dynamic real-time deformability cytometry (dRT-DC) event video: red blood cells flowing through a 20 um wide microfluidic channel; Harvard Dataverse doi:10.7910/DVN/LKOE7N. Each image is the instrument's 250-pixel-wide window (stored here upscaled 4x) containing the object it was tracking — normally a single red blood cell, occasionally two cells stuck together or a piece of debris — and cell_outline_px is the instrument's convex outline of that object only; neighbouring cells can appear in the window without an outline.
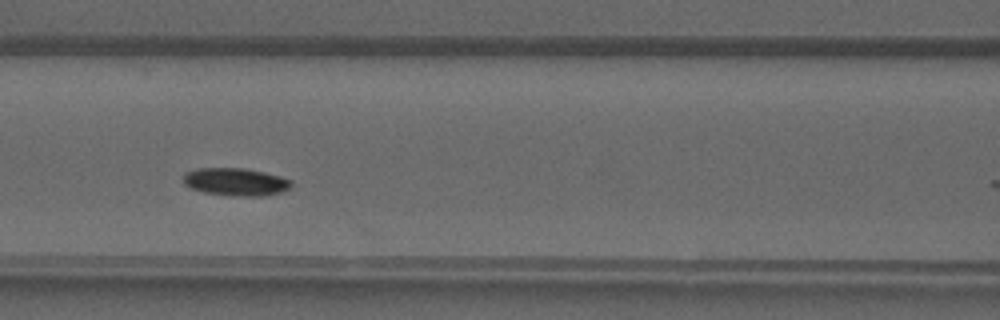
{"species": "common noctule bat (a hibernating species)", "species_latin": "Nyctalus noctula", "temperature_condition": "warm", "stored_images_in_passage": 11, "camera_frame_rate_fps": 3000, "um_per_image_px": 0.085, "animal": {"sex": "male", "forearm_length_mm": 52.5}, "frame": {"image": 1, "passage_image": 8, "time_ms": 2.333, "image_size_px": [1000, 320], "cell_outline_px": [[292, 188], [268, 196], [232, 196], [204, 192], [192, 188], [184, 184], [184, 176], [188, 172], [200, 168], [244, 168], [264, 172], [280, 176], [292, 180]], "centroid_in_image_um": [20.1, 15.47], "position_along_channel_um": 146.5, "area_um2": 17.46}}
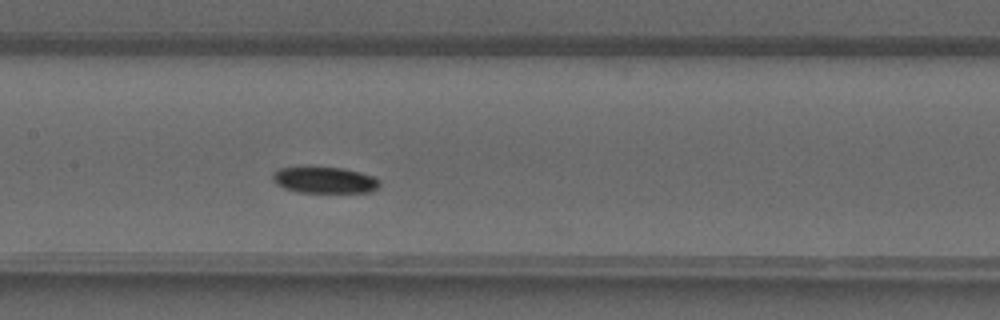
{"frame": {"image": 2, "passage_image": 10, "time_ms": 3.0, "image_size_px": [1000, 320], "cell_outline_px": [[380, 188], [372, 192], [296, 192], [284, 188], [276, 184], [272, 180], [272, 172], [280, 168], [344, 168], [376, 176], [380, 180]], "centroid_in_image_um": [27.64, 15.32], "position_along_channel_um": 179.8, "area_um2": 16.47}}